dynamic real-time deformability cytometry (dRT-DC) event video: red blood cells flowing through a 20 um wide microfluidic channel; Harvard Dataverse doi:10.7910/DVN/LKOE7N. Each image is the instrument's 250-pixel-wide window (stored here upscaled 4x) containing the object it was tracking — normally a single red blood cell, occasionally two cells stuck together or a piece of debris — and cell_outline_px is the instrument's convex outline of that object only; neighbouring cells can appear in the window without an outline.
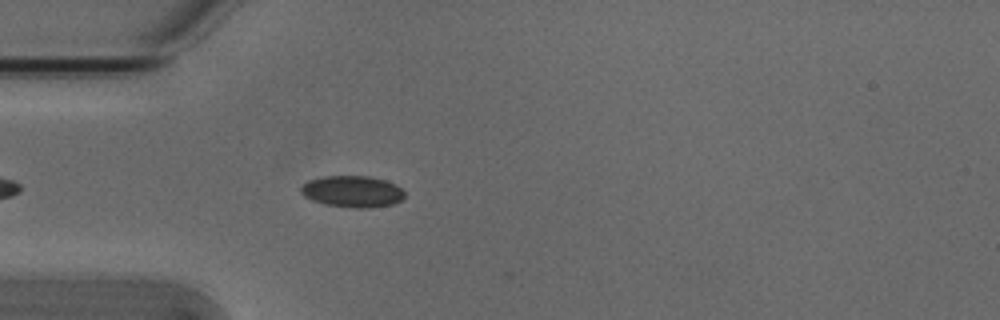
{"species": "Egyptian fruit bat (a non-hibernating species)", "species_latin": "Rousettus aegyptiacus", "temperature_condition": "cold", "stored_images_in_passage": 37, "camera_frame_rate_fps": 3000, "um_per_image_px": 0.085, "animal": {"sex": "male"}, "frame": {"image": 1, "passage_image": 6, "time_ms": 1.667, "image_size_px": [1000, 320], "cell_outline_px": [[404, 196], [400, 200], [392, 204], [368, 208], [356, 208], [324, 204], [312, 200], [304, 196], [300, 192], [300, 188], [308, 180], [324, 176], [368, 176], [384, 180], [396, 184], [404, 192]], "centroid_in_image_um": [29.93, 16.27], "position_along_channel_um": 55.1, "area_um2": 18.96}}
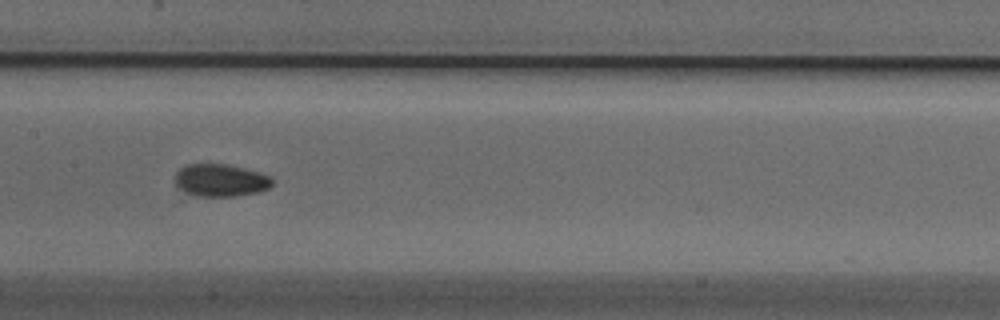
{"frame": {"image": 2, "passage_image": 17, "time_ms": 5.333, "image_size_px": [1000, 320], "cell_outline_px": [[272, 184], [268, 188], [260, 192], [236, 196], [196, 196], [180, 188], [176, 184], [176, 172], [180, 168], [188, 164], [228, 164], [244, 168], [268, 176], [272, 180]], "centroid_in_image_um": [18.75, 15.32], "position_along_channel_um": 188.7, "area_um2": 18.15}}
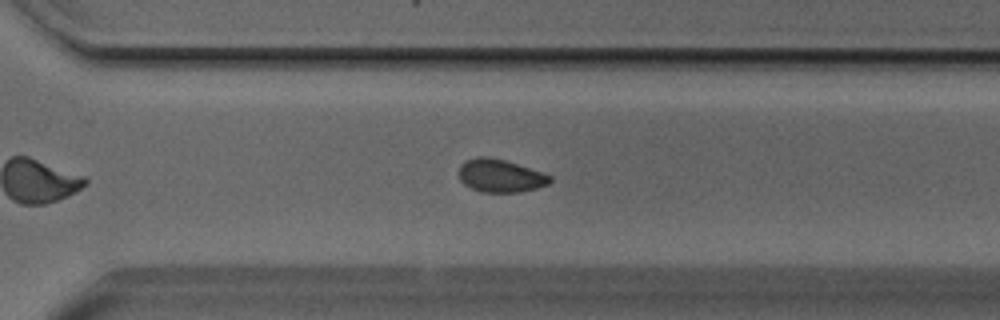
{"frame": {"image": 3, "passage_image": 28, "time_ms": 9.0, "image_size_px": [1000, 320], "cell_outline_px": [[552, 180], [548, 184], [536, 188], [520, 192], [484, 192], [472, 188], [464, 184], [460, 180], [460, 164], [476, 156], [488, 156], [504, 160], [552, 176]], "centroid_in_image_um": [42.52, 14.94], "position_along_channel_um": 328.1, "area_um2": 17.22}, "authors_computed_cell_mechanics": {"area_um2": 18.2648, "velocity_mm_per_s": 3.806, "shape_relaxation_time_tau1_ms": 5.1544, "shape_relaxation_time_tau2_ms": 2.0334, "deformation_change_tau1": 0.0807, "deformation_change_tau2": 0.051}}